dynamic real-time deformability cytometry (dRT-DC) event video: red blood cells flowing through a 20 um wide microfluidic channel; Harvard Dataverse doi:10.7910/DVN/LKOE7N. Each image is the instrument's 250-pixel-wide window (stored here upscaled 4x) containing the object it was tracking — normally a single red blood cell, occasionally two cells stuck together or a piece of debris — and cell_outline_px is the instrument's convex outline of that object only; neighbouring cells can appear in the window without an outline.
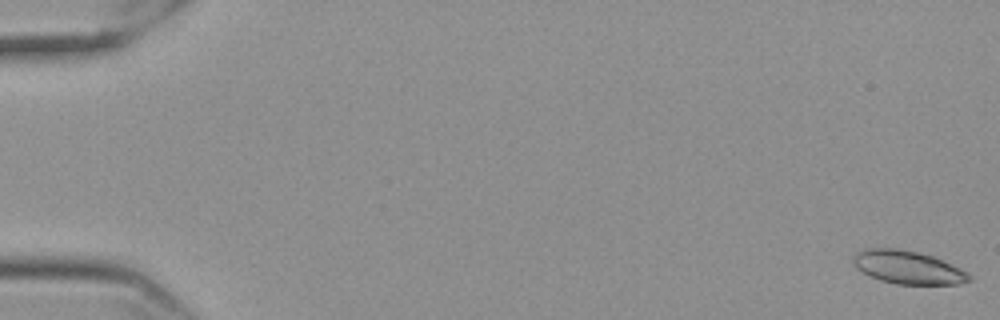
{"species": "Egyptian fruit bat (a non-hibernating species)", "species_latin": "Rousettus aegyptiacus", "temperature_condition": "cold", "stored_images_in_passage": 40, "camera_frame_rate_fps": 3000, "um_per_image_px": 0.085, "frame": {"image": 1, "passage_image": 1, "time_ms": 0.0, "image_size_px": [1000, 320], "cell_outline_px": [[972, 280], [960, 284], [896, 284], [880, 280], [856, 268], [852, 264], [852, 256], [856, 252], [864, 248], [896, 248], [916, 252], [932, 256], [960, 268], [968, 272], [972, 276]], "centroid_in_image_um": [77.15, 22.72], "position_along_channel_um": 7.8, "area_um2": 22.43}}
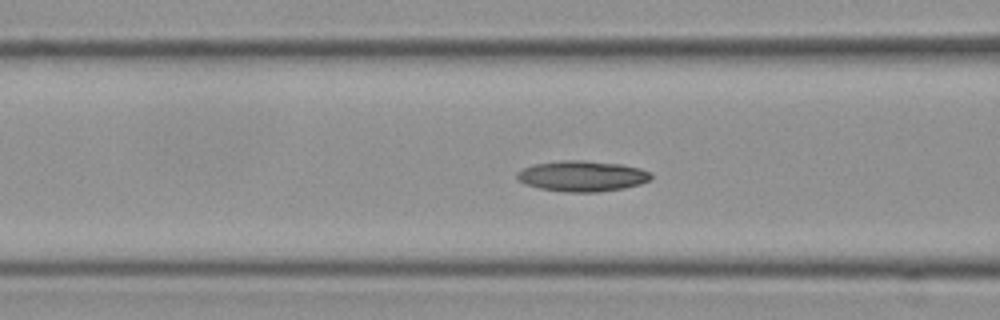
{"frame": {"image": 2, "passage_image": 24, "time_ms": 7.667, "image_size_px": [1000, 320], "cell_outline_px": [[652, 180], [640, 184], [624, 188], [596, 192], [568, 192], [540, 188], [524, 184], [516, 180], [516, 172], [532, 164], [560, 160], [584, 160], [620, 164], [640, 168], [652, 172]], "centroid_in_image_um": [49.48, 14.96], "position_along_channel_um": 117.1, "area_um2": 24.22}}
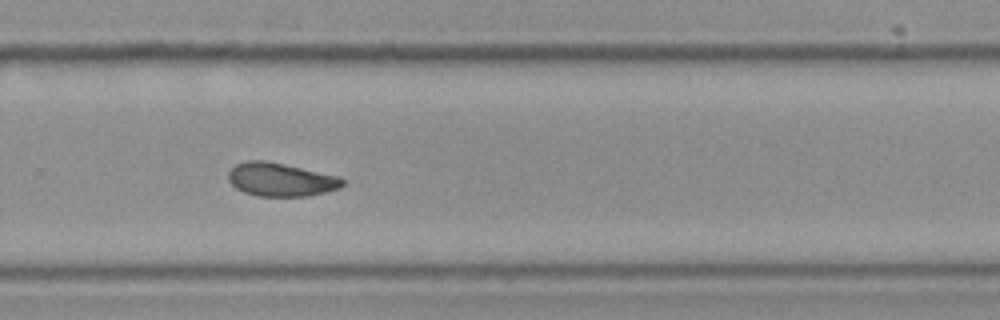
{"frame": {"image": 3, "passage_image": 40, "time_ms": 13.0, "image_size_px": [1000, 320], "cell_outline_px": [[344, 184], [340, 188], [308, 196], [256, 196], [244, 192], [236, 188], [228, 180], [228, 172], [236, 164], [248, 160], [264, 160], [284, 164], [336, 176], [344, 180]], "centroid_in_image_um": [23.82, 15.27], "position_along_channel_um": 306.0, "area_um2": 22.02}}